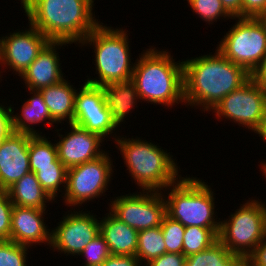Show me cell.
Returning a JSON list of instances; mask_svg holds the SVG:
<instances>
[{
    "mask_svg": "<svg viewBox=\"0 0 266 266\" xmlns=\"http://www.w3.org/2000/svg\"><path fill=\"white\" fill-rule=\"evenodd\" d=\"M250 76L266 95V55Z\"/></svg>",
    "mask_w": 266,
    "mask_h": 266,
    "instance_id": "cell-39",
    "label": "cell"
},
{
    "mask_svg": "<svg viewBox=\"0 0 266 266\" xmlns=\"http://www.w3.org/2000/svg\"><path fill=\"white\" fill-rule=\"evenodd\" d=\"M103 266H143L134 256H115L110 255Z\"/></svg>",
    "mask_w": 266,
    "mask_h": 266,
    "instance_id": "cell-38",
    "label": "cell"
},
{
    "mask_svg": "<svg viewBox=\"0 0 266 266\" xmlns=\"http://www.w3.org/2000/svg\"><path fill=\"white\" fill-rule=\"evenodd\" d=\"M220 228L185 227L183 255L186 257L206 250L218 240Z\"/></svg>",
    "mask_w": 266,
    "mask_h": 266,
    "instance_id": "cell-26",
    "label": "cell"
},
{
    "mask_svg": "<svg viewBox=\"0 0 266 266\" xmlns=\"http://www.w3.org/2000/svg\"><path fill=\"white\" fill-rule=\"evenodd\" d=\"M46 209L32 207H21L14 205L12 209L10 240L27 247L51 245V232L48 224L46 226ZM45 221V222H44Z\"/></svg>",
    "mask_w": 266,
    "mask_h": 266,
    "instance_id": "cell-17",
    "label": "cell"
},
{
    "mask_svg": "<svg viewBox=\"0 0 266 266\" xmlns=\"http://www.w3.org/2000/svg\"><path fill=\"white\" fill-rule=\"evenodd\" d=\"M266 12V0H242V18H259Z\"/></svg>",
    "mask_w": 266,
    "mask_h": 266,
    "instance_id": "cell-34",
    "label": "cell"
},
{
    "mask_svg": "<svg viewBox=\"0 0 266 266\" xmlns=\"http://www.w3.org/2000/svg\"><path fill=\"white\" fill-rule=\"evenodd\" d=\"M28 249L11 240H0V266H27Z\"/></svg>",
    "mask_w": 266,
    "mask_h": 266,
    "instance_id": "cell-31",
    "label": "cell"
},
{
    "mask_svg": "<svg viewBox=\"0 0 266 266\" xmlns=\"http://www.w3.org/2000/svg\"><path fill=\"white\" fill-rule=\"evenodd\" d=\"M13 206L7 190L0 188V240H10Z\"/></svg>",
    "mask_w": 266,
    "mask_h": 266,
    "instance_id": "cell-33",
    "label": "cell"
},
{
    "mask_svg": "<svg viewBox=\"0 0 266 266\" xmlns=\"http://www.w3.org/2000/svg\"><path fill=\"white\" fill-rule=\"evenodd\" d=\"M109 151L95 160L67 169L66 188L61 196L65 206L79 209L82 204L99 199L103 194L106 196L115 167Z\"/></svg>",
    "mask_w": 266,
    "mask_h": 266,
    "instance_id": "cell-9",
    "label": "cell"
},
{
    "mask_svg": "<svg viewBox=\"0 0 266 266\" xmlns=\"http://www.w3.org/2000/svg\"><path fill=\"white\" fill-rule=\"evenodd\" d=\"M216 49L251 74L266 55V28L259 18H234Z\"/></svg>",
    "mask_w": 266,
    "mask_h": 266,
    "instance_id": "cell-8",
    "label": "cell"
},
{
    "mask_svg": "<svg viewBox=\"0 0 266 266\" xmlns=\"http://www.w3.org/2000/svg\"><path fill=\"white\" fill-rule=\"evenodd\" d=\"M185 266H204L202 251L186 257Z\"/></svg>",
    "mask_w": 266,
    "mask_h": 266,
    "instance_id": "cell-41",
    "label": "cell"
},
{
    "mask_svg": "<svg viewBox=\"0 0 266 266\" xmlns=\"http://www.w3.org/2000/svg\"><path fill=\"white\" fill-rule=\"evenodd\" d=\"M102 89L107 109L116 125L120 128L122 124H125V120H127L125 118L128 115L130 116L132 110L137 107V102H141L136 86L130 80L127 82L111 83L102 86Z\"/></svg>",
    "mask_w": 266,
    "mask_h": 266,
    "instance_id": "cell-22",
    "label": "cell"
},
{
    "mask_svg": "<svg viewBox=\"0 0 266 266\" xmlns=\"http://www.w3.org/2000/svg\"><path fill=\"white\" fill-rule=\"evenodd\" d=\"M76 88L65 78L57 84L39 90L51 118L58 125L64 124V121L73 123Z\"/></svg>",
    "mask_w": 266,
    "mask_h": 266,
    "instance_id": "cell-21",
    "label": "cell"
},
{
    "mask_svg": "<svg viewBox=\"0 0 266 266\" xmlns=\"http://www.w3.org/2000/svg\"><path fill=\"white\" fill-rule=\"evenodd\" d=\"M261 164L258 165L261 169L260 171H262V176L265 177V180H266V162L263 161V162H260Z\"/></svg>",
    "mask_w": 266,
    "mask_h": 266,
    "instance_id": "cell-43",
    "label": "cell"
},
{
    "mask_svg": "<svg viewBox=\"0 0 266 266\" xmlns=\"http://www.w3.org/2000/svg\"><path fill=\"white\" fill-rule=\"evenodd\" d=\"M5 104L0 103V144L12 132L11 110Z\"/></svg>",
    "mask_w": 266,
    "mask_h": 266,
    "instance_id": "cell-36",
    "label": "cell"
},
{
    "mask_svg": "<svg viewBox=\"0 0 266 266\" xmlns=\"http://www.w3.org/2000/svg\"><path fill=\"white\" fill-rule=\"evenodd\" d=\"M18 1H20V0H18ZM25 1H26V0H21V1H20V4H23Z\"/></svg>",
    "mask_w": 266,
    "mask_h": 266,
    "instance_id": "cell-47",
    "label": "cell"
},
{
    "mask_svg": "<svg viewBox=\"0 0 266 266\" xmlns=\"http://www.w3.org/2000/svg\"><path fill=\"white\" fill-rule=\"evenodd\" d=\"M246 200L221 220L218 240L233 254L246 259L266 235L265 202Z\"/></svg>",
    "mask_w": 266,
    "mask_h": 266,
    "instance_id": "cell-7",
    "label": "cell"
},
{
    "mask_svg": "<svg viewBox=\"0 0 266 266\" xmlns=\"http://www.w3.org/2000/svg\"><path fill=\"white\" fill-rule=\"evenodd\" d=\"M161 229L166 244V253L183 254V237L185 226L165 215L161 222Z\"/></svg>",
    "mask_w": 266,
    "mask_h": 266,
    "instance_id": "cell-30",
    "label": "cell"
},
{
    "mask_svg": "<svg viewBox=\"0 0 266 266\" xmlns=\"http://www.w3.org/2000/svg\"><path fill=\"white\" fill-rule=\"evenodd\" d=\"M48 138L43 135H30L29 134V161L31 172L36 173L38 167L46 166H64L59 160L57 154V147Z\"/></svg>",
    "mask_w": 266,
    "mask_h": 266,
    "instance_id": "cell-24",
    "label": "cell"
},
{
    "mask_svg": "<svg viewBox=\"0 0 266 266\" xmlns=\"http://www.w3.org/2000/svg\"><path fill=\"white\" fill-rule=\"evenodd\" d=\"M72 210H67L58 225L52 228L49 249L78 258L85 246L100 233V220L89 210Z\"/></svg>",
    "mask_w": 266,
    "mask_h": 266,
    "instance_id": "cell-12",
    "label": "cell"
},
{
    "mask_svg": "<svg viewBox=\"0 0 266 266\" xmlns=\"http://www.w3.org/2000/svg\"><path fill=\"white\" fill-rule=\"evenodd\" d=\"M192 12L209 25L216 23L217 20L234 18L225 10L220 0H187Z\"/></svg>",
    "mask_w": 266,
    "mask_h": 266,
    "instance_id": "cell-29",
    "label": "cell"
},
{
    "mask_svg": "<svg viewBox=\"0 0 266 266\" xmlns=\"http://www.w3.org/2000/svg\"><path fill=\"white\" fill-rule=\"evenodd\" d=\"M153 47L143 50L135 60L131 81L141 103L167 108L179 103L185 105L183 59L176 62L168 50Z\"/></svg>",
    "mask_w": 266,
    "mask_h": 266,
    "instance_id": "cell-3",
    "label": "cell"
},
{
    "mask_svg": "<svg viewBox=\"0 0 266 266\" xmlns=\"http://www.w3.org/2000/svg\"><path fill=\"white\" fill-rule=\"evenodd\" d=\"M89 266H103V264L89 265Z\"/></svg>",
    "mask_w": 266,
    "mask_h": 266,
    "instance_id": "cell-46",
    "label": "cell"
},
{
    "mask_svg": "<svg viewBox=\"0 0 266 266\" xmlns=\"http://www.w3.org/2000/svg\"><path fill=\"white\" fill-rule=\"evenodd\" d=\"M13 205L47 209V203H55L37 180L34 172L25 174L7 189Z\"/></svg>",
    "mask_w": 266,
    "mask_h": 266,
    "instance_id": "cell-23",
    "label": "cell"
},
{
    "mask_svg": "<svg viewBox=\"0 0 266 266\" xmlns=\"http://www.w3.org/2000/svg\"><path fill=\"white\" fill-rule=\"evenodd\" d=\"M108 245L103 236L99 233L78 255L84 257V265H97L103 264L105 260L110 256Z\"/></svg>",
    "mask_w": 266,
    "mask_h": 266,
    "instance_id": "cell-32",
    "label": "cell"
},
{
    "mask_svg": "<svg viewBox=\"0 0 266 266\" xmlns=\"http://www.w3.org/2000/svg\"><path fill=\"white\" fill-rule=\"evenodd\" d=\"M186 256L178 253H164L145 266H185Z\"/></svg>",
    "mask_w": 266,
    "mask_h": 266,
    "instance_id": "cell-35",
    "label": "cell"
},
{
    "mask_svg": "<svg viewBox=\"0 0 266 266\" xmlns=\"http://www.w3.org/2000/svg\"><path fill=\"white\" fill-rule=\"evenodd\" d=\"M245 261L247 266H266V235Z\"/></svg>",
    "mask_w": 266,
    "mask_h": 266,
    "instance_id": "cell-37",
    "label": "cell"
},
{
    "mask_svg": "<svg viewBox=\"0 0 266 266\" xmlns=\"http://www.w3.org/2000/svg\"><path fill=\"white\" fill-rule=\"evenodd\" d=\"M29 28L14 30L0 37V67L21 76L50 41L30 23ZM0 68V69H2Z\"/></svg>",
    "mask_w": 266,
    "mask_h": 266,
    "instance_id": "cell-14",
    "label": "cell"
},
{
    "mask_svg": "<svg viewBox=\"0 0 266 266\" xmlns=\"http://www.w3.org/2000/svg\"><path fill=\"white\" fill-rule=\"evenodd\" d=\"M255 134L258 135L261 139H263L264 143H266V103L264 106V112L262 115L261 123L258 129L255 131Z\"/></svg>",
    "mask_w": 266,
    "mask_h": 266,
    "instance_id": "cell-42",
    "label": "cell"
},
{
    "mask_svg": "<svg viewBox=\"0 0 266 266\" xmlns=\"http://www.w3.org/2000/svg\"><path fill=\"white\" fill-rule=\"evenodd\" d=\"M95 0H26L21 7L28 23L50 41L77 46L101 22L95 18Z\"/></svg>",
    "mask_w": 266,
    "mask_h": 266,
    "instance_id": "cell-2",
    "label": "cell"
},
{
    "mask_svg": "<svg viewBox=\"0 0 266 266\" xmlns=\"http://www.w3.org/2000/svg\"><path fill=\"white\" fill-rule=\"evenodd\" d=\"M117 135L113 143H116L115 147L122 155L126 171L128 170L138 189L162 192L182 177L179 175L181 168L177 166L176 158L173 159L170 154L172 152L168 153L158 143L155 145L141 137Z\"/></svg>",
    "mask_w": 266,
    "mask_h": 266,
    "instance_id": "cell-4",
    "label": "cell"
},
{
    "mask_svg": "<svg viewBox=\"0 0 266 266\" xmlns=\"http://www.w3.org/2000/svg\"><path fill=\"white\" fill-rule=\"evenodd\" d=\"M68 125L70 128L65 135L59 132L62 128L56 127L54 130L59 137L58 142L55 140L58 158L67 169L95 160L106 152L101 148L105 145L103 143L105 140L98 134L91 133L73 123Z\"/></svg>",
    "mask_w": 266,
    "mask_h": 266,
    "instance_id": "cell-15",
    "label": "cell"
},
{
    "mask_svg": "<svg viewBox=\"0 0 266 266\" xmlns=\"http://www.w3.org/2000/svg\"><path fill=\"white\" fill-rule=\"evenodd\" d=\"M215 54V55H214ZM183 59L185 106L209 113L229 93L238 89L251 76L241 66L215 53Z\"/></svg>",
    "mask_w": 266,
    "mask_h": 266,
    "instance_id": "cell-1",
    "label": "cell"
},
{
    "mask_svg": "<svg viewBox=\"0 0 266 266\" xmlns=\"http://www.w3.org/2000/svg\"><path fill=\"white\" fill-rule=\"evenodd\" d=\"M30 98L26 101L21 100L20 114L14 111V107L10 104L12 131L16 133H27L30 135H41L42 132L35 129V125L42 123L54 128L57 124L50 116L48 108L45 104L42 94L39 91L28 90ZM14 112L16 114H14ZM46 122V123H45ZM35 124V125H34Z\"/></svg>",
    "mask_w": 266,
    "mask_h": 266,
    "instance_id": "cell-19",
    "label": "cell"
},
{
    "mask_svg": "<svg viewBox=\"0 0 266 266\" xmlns=\"http://www.w3.org/2000/svg\"><path fill=\"white\" fill-rule=\"evenodd\" d=\"M109 200L108 210L138 232L161 226L166 215V203L161 191L140 190Z\"/></svg>",
    "mask_w": 266,
    "mask_h": 266,
    "instance_id": "cell-10",
    "label": "cell"
},
{
    "mask_svg": "<svg viewBox=\"0 0 266 266\" xmlns=\"http://www.w3.org/2000/svg\"><path fill=\"white\" fill-rule=\"evenodd\" d=\"M204 266H245L246 261L231 253L219 240L202 251Z\"/></svg>",
    "mask_w": 266,
    "mask_h": 266,
    "instance_id": "cell-28",
    "label": "cell"
},
{
    "mask_svg": "<svg viewBox=\"0 0 266 266\" xmlns=\"http://www.w3.org/2000/svg\"><path fill=\"white\" fill-rule=\"evenodd\" d=\"M260 21L263 23V25L265 26L266 28V12L264 14H262L260 17H259Z\"/></svg>",
    "mask_w": 266,
    "mask_h": 266,
    "instance_id": "cell-44",
    "label": "cell"
},
{
    "mask_svg": "<svg viewBox=\"0 0 266 266\" xmlns=\"http://www.w3.org/2000/svg\"><path fill=\"white\" fill-rule=\"evenodd\" d=\"M73 124L98 134L106 142L110 141L107 140L111 139L110 136L111 141H115L118 137L116 132L120 130L107 109L102 87L86 82L77 88Z\"/></svg>",
    "mask_w": 266,
    "mask_h": 266,
    "instance_id": "cell-13",
    "label": "cell"
},
{
    "mask_svg": "<svg viewBox=\"0 0 266 266\" xmlns=\"http://www.w3.org/2000/svg\"><path fill=\"white\" fill-rule=\"evenodd\" d=\"M67 44V45H66ZM64 41H49L39 52L37 58L20 76L27 90L39 91L43 88L57 84L66 76L62 71L61 58L57 50L68 46Z\"/></svg>",
    "mask_w": 266,
    "mask_h": 266,
    "instance_id": "cell-18",
    "label": "cell"
},
{
    "mask_svg": "<svg viewBox=\"0 0 266 266\" xmlns=\"http://www.w3.org/2000/svg\"><path fill=\"white\" fill-rule=\"evenodd\" d=\"M225 10L233 18H242V0H220Z\"/></svg>",
    "mask_w": 266,
    "mask_h": 266,
    "instance_id": "cell-40",
    "label": "cell"
},
{
    "mask_svg": "<svg viewBox=\"0 0 266 266\" xmlns=\"http://www.w3.org/2000/svg\"><path fill=\"white\" fill-rule=\"evenodd\" d=\"M265 103V93L250 77L238 89L225 96L214 107L212 114L217 117V121L221 122L224 118L255 133L261 123Z\"/></svg>",
    "mask_w": 266,
    "mask_h": 266,
    "instance_id": "cell-11",
    "label": "cell"
},
{
    "mask_svg": "<svg viewBox=\"0 0 266 266\" xmlns=\"http://www.w3.org/2000/svg\"><path fill=\"white\" fill-rule=\"evenodd\" d=\"M164 253H166V244L160 226L138 232L136 258L143 266Z\"/></svg>",
    "mask_w": 266,
    "mask_h": 266,
    "instance_id": "cell-25",
    "label": "cell"
},
{
    "mask_svg": "<svg viewBox=\"0 0 266 266\" xmlns=\"http://www.w3.org/2000/svg\"><path fill=\"white\" fill-rule=\"evenodd\" d=\"M35 174L43 189L54 201L58 196H63L67 179V168L65 166L38 167ZM59 192L63 193L58 195Z\"/></svg>",
    "mask_w": 266,
    "mask_h": 266,
    "instance_id": "cell-27",
    "label": "cell"
},
{
    "mask_svg": "<svg viewBox=\"0 0 266 266\" xmlns=\"http://www.w3.org/2000/svg\"><path fill=\"white\" fill-rule=\"evenodd\" d=\"M100 219V234L111 255L134 256L138 247V231L115 217L110 211Z\"/></svg>",
    "mask_w": 266,
    "mask_h": 266,
    "instance_id": "cell-20",
    "label": "cell"
},
{
    "mask_svg": "<svg viewBox=\"0 0 266 266\" xmlns=\"http://www.w3.org/2000/svg\"><path fill=\"white\" fill-rule=\"evenodd\" d=\"M2 70H3V71L0 70V79L3 77V76H2L3 74H1V73L6 72V70H5V71H4V69H2ZM1 81H2V79L0 80V82H1Z\"/></svg>",
    "mask_w": 266,
    "mask_h": 266,
    "instance_id": "cell-45",
    "label": "cell"
},
{
    "mask_svg": "<svg viewBox=\"0 0 266 266\" xmlns=\"http://www.w3.org/2000/svg\"><path fill=\"white\" fill-rule=\"evenodd\" d=\"M197 178L186 175L162 191L166 215L185 227L220 228L221 220L215 215L216 193L206 180Z\"/></svg>",
    "mask_w": 266,
    "mask_h": 266,
    "instance_id": "cell-6",
    "label": "cell"
},
{
    "mask_svg": "<svg viewBox=\"0 0 266 266\" xmlns=\"http://www.w3.org/2000/svg\"><path fill=\"white\" fill-rule=\"evenodd\" d=\"M29 172V134L12 131L0 144V188L7 190Z\"/></svg>",
    "mask_w": 266,
    "mask_h": 266,
    "instance_id": "cell-16",
    "label": "cell"
},
{
    "mask_svg": "<svg viewBox=\"0 0 266 266\" xmlns=\"http://www.w3.org/2000/svg\"><path fill=\"white\" fill-rule=\"evenodd\" d=\"M126 30L123 27L114 29L101 22L79 44V47H93L95 54V62H92L95 63V74L98 77H88L86 83L102 87L132 79L135 62H131V42Z\"/></svg>",
    "mask_w": 266,
    "mask_h": 266,
    "instance_id": "cell-5",
    "label": "cell"
}]
</instances>
